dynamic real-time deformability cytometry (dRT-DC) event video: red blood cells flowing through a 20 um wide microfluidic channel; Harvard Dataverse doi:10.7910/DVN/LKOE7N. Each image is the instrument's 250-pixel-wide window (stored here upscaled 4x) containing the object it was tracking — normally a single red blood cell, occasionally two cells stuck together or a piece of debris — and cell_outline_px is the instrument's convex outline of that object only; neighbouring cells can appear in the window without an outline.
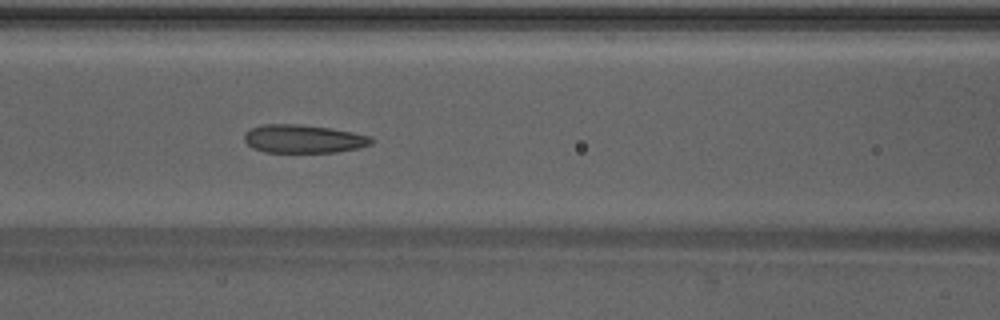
{"species": "Egyptian fruit bat (a non-hibernating species)", "species_latin": "Rousettus aegyptiacus", "temperature_condition": "warm", "stored_images_in_passage": 35, "camera_frame_rate_fps": 3000, "um_per_image_px": 0.085, "animal": {"sex": "male"}, "frame": {"image": 1, "passage_image": 10, "time_ms": 3.0, "image_size_px": [1000, 320], "cell_outline_px": [[376, 140], [372, 144], [360, 148], [336, 152], [264, 152], [252, 148], [244, 140], [244, 132], [260, 124], [296, 124], [328, 128], [352, 132], [372, 136]], "centroid_in_image_um": [25.81, 11.81], "position_along_channel_um": 140.8, "area_um2": 21.1}}
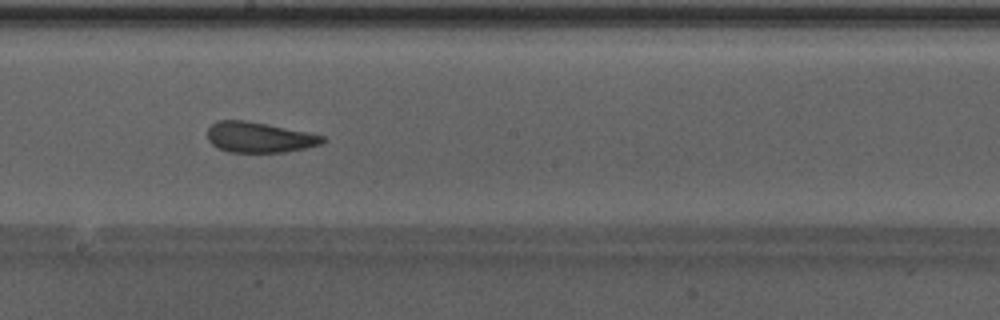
{"frame": {"image": 2, "passage_image": 16, "time_ms": 5.0, "image_size_px": [1000, 320], "cell_outline_px": [[324, 140], [320, 144], [304, 148], [284, 152], [228, 152], [216, 148], [208, 140], [208, 128], [216, 120], [244, 120], [308, 132], [324, 136]], "centroid_in_image_um": [21.98, 11.67], "position_along_channel_um": 226.2, "area_um2": 20.29}}
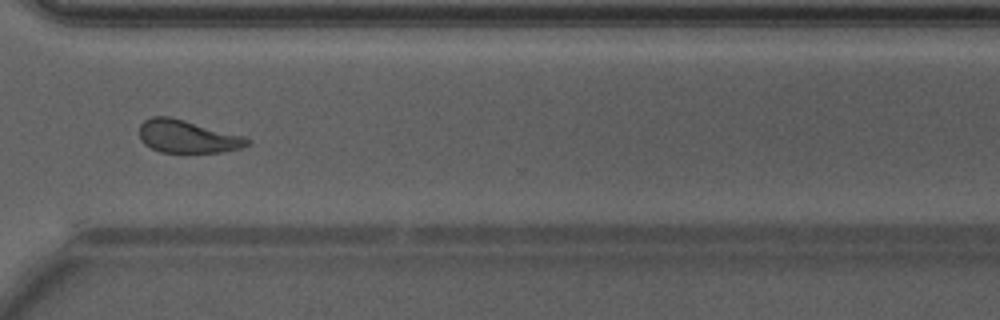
{"frame": {"image": 3, "passage_image": 25, "time_ms": 8.0, "image_size_px": [1000, 320], "cell_outline_px": [[252, 144], [240, 148], [220, 152], [160, 152], [144, 144], [140, 140], [140, 124], [144, 120], [152, 116], [172, 116], [248, 136], [252, 140]], "centroid_in_image_um": [15.99, 11.58], "position_along_channel_um": 354.6, "area_um2": 21.15}, "authors_computed_cell_mechanics": {"area_um2": 20.9236, "velocity_mm_per_s": 4.2796, "shape_relaxation_time_tau1_ms": 6.776, "shape_relaxation_time_tau2_ms": 1.7876, "deformation_change_tau1": 0.1672, "deformation_change_tau2": 0.0889}}